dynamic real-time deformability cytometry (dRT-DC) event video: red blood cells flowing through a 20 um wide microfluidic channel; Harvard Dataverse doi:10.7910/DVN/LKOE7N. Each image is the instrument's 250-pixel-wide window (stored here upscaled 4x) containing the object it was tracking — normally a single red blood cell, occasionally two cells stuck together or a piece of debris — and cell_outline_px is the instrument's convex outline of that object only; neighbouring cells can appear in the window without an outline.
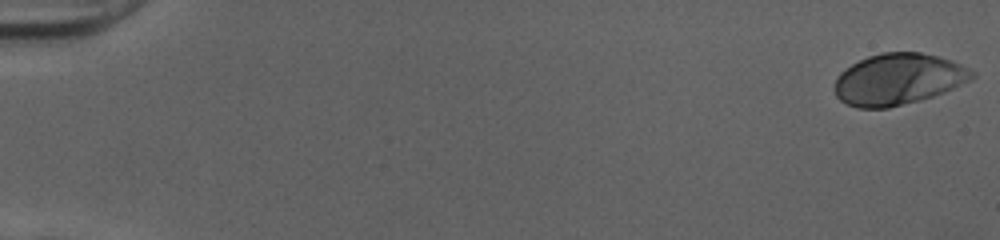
{"species": "human", "species_latin": "Homo sapiens", "temperature_condition": "cold", "stored_images_in_passage": 10, "camera_frame_rate_fps": 3000, "um_per_image_px": 0.085, "donor": {"sex": "female"}, "frame": {"image": 1, "passage_image": 1, "time_ms": 0.0, "image_size_px": [1000, 240], "cell_outline_px": [[976, 76], [944, 92], [920, 100], [888, 108], [856, 108], [840, 100], [836, 96], [832, 88], [840, 72], [852, 64], [868, 56], [884, 52], [920, 52], [940, 56], [960, 64], [976, 72]], "centroid_in_image_um": [76.32, 6.73], "position_along_channel_um": 8.7, "area_um2": 41.04}}